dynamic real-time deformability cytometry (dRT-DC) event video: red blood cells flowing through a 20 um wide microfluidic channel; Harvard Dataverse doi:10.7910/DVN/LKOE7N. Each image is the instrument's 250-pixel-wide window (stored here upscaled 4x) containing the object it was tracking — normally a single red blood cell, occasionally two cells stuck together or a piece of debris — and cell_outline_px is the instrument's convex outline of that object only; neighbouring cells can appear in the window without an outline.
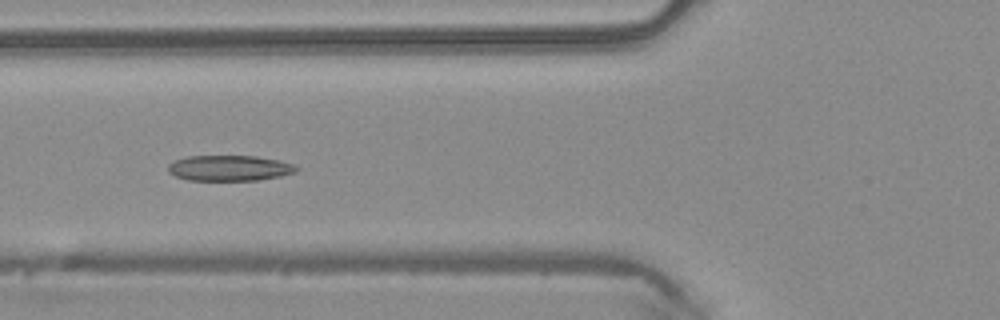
{"species": "common noctule bat (a hibernating species)", "species_latin": "Nyctalus noctula", "temperature_condition": "warm", "stored_images_in_passage": 36, "camera_frame_rate_fps": 3000, "um_per_image_px": 0.085, "animal": {"sex": "male", "body_mass_g": 20.4}, "frame": {"image": 1, "passage_image": 6, "time_ms": 1.667, "image_size_px": [1000, 320], "cell_outline_px": [[300, 168], [296, 172], [280, 176], [256, 180], [188, 180], [176, 176], [168, 172], [168, 164], [172, 160], [188, 156], [256, 156], [280, 160], [292, 164]], "centroid_in_image_um": [19.49, 14.28], "position_along_channel_um": 106.3, "area_um2": 19.19}}
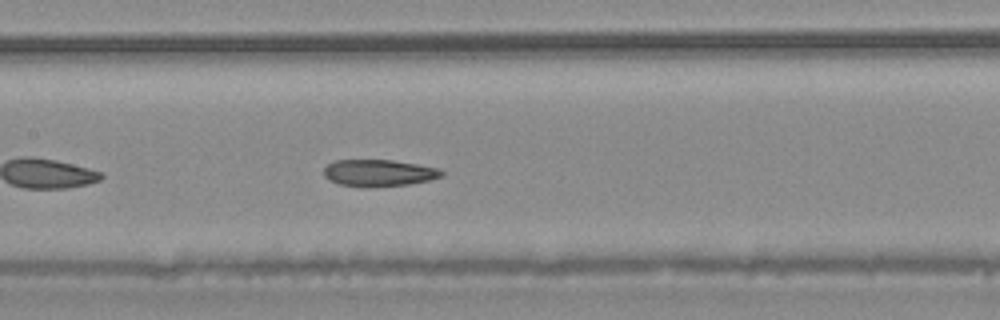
{"frame": {"image": 2, "passage_image": 11, "time_ms": 3.333, "image_size_px": [1000, 320], "cell_outline_px": [[444, 176], [428, 180], [408, 184], [368, 188], [340, 184], [328, 180], [324, 176], [324, 168], [328, 164], [336, 160], [392, 160], [440, 168], [444, 172]], "centroid_in_image_um": [32.2, 14.7], "position_along_channel_um": 175.2, "area_um2": 18.5}, "authors_computed_cell_mechanics": {"area_um2": 19.3341, "velocity_mm_per_s": 4.1093, "shape_relaxation_time_tau1_ms": 8.8367, "shape_relaxation_time_tau2_ms": 2.8529, "deformation_change_tau1": 0.177, "deformation_change_tau2": 0.095}}